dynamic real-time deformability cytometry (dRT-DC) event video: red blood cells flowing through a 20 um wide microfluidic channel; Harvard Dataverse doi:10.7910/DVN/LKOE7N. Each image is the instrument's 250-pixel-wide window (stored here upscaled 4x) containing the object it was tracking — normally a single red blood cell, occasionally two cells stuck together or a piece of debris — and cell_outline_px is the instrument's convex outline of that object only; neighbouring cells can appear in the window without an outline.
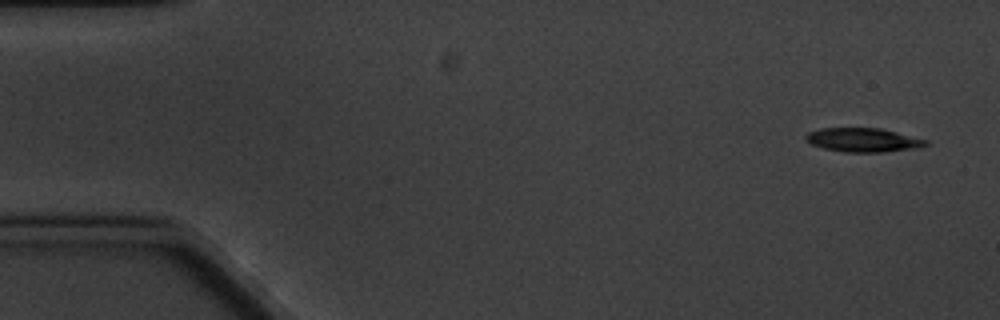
{"species": "common noctule bat (a hibernating species)", "species_latin": "Nyctalus noctula", "temperature_condition": "cold", "stored_images_in_passage": 4, "camera_frame_rate_fps": 3000, "um_per_image_px": 0.085, "animal": {"sex": "male", "body_mass_g": 20.1, "forearm_length_mm": 53.5}, "frame": {"image": 1, "passage_image": 1, "time_ms": 0.0, "image_size_px": [1000, 320], "cell_outline_px": [[928, 144], [920, 148], [884, 152], [844, 152], [824, 148], [812, 144], [804, 140], [804, 136], [808, 132], [820, 128], [880, 128], [928, 140]], "centroid_in_image_um": [73.36, 11.9], "position_along_channel_um": 11.6, "area_um2": 16.82}}
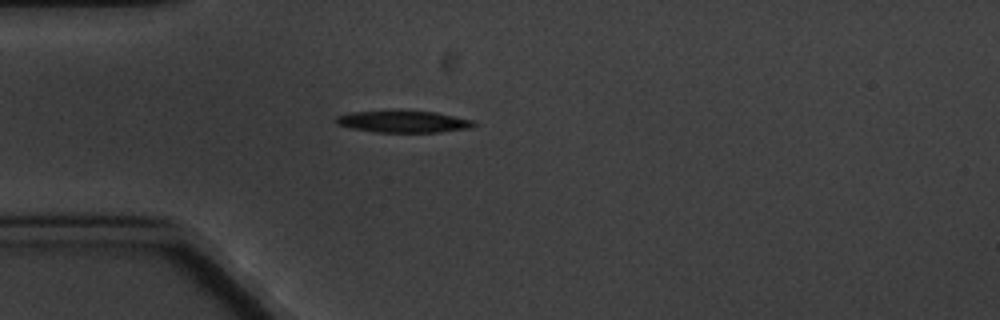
{"frame": {"image": 2, "passage_image": 4, "time_ms": 4.333, "image_size_px": [1000, 320], "cell_outline_px": [[476, 124], [472, 128], [436, 132], [376, 132], [352, 128], [336, 124], [332, 120], [336, 116], [348, 112], [436, 112], [472, 120]], "centroid_in_image_um": [34.25, 10.35], "position_along_channel_um": 50.8, "area_um2": 17.11}}